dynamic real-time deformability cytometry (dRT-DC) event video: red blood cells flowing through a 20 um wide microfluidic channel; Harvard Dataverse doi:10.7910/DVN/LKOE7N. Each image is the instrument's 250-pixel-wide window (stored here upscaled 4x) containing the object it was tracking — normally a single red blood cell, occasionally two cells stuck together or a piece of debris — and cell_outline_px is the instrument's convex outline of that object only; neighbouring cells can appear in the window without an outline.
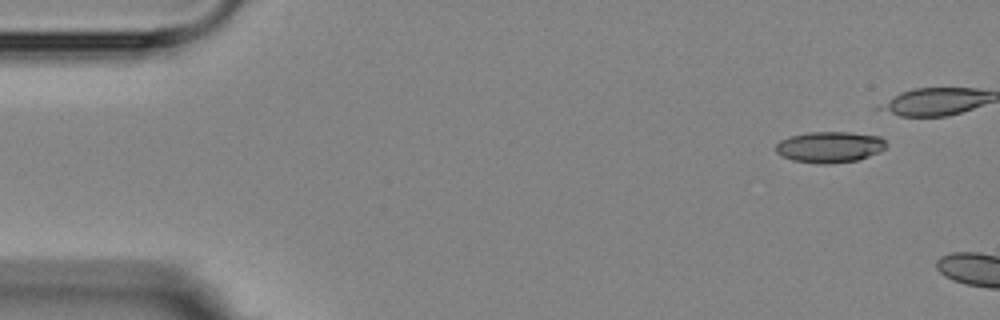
{"species": "Egyptian fruit bat (a non-hibernating species)", "species_latin": "Rousettus aegyptiacus", "temperature_condition": "room temperature", "stored_images_in_passage": 2, "camera_frame_rate_fps": 3000, "um_per_image_px": 0.085, "animal": {"sex": "female"}, "frame": {"image": 1, "passage_image": 1, "time_ms": 0.0, "image_size_px": [1000, 320], "cell_outline_px": [[888, 144], [880, 152], [856, 160], [824, 164], [792, 160], [780, 156], [776, 152], [776, 144], [780, 140], [788, 136], [808, 132], [852, 132], [880, 136]], "centroid_in_image_um": [70.51, 12.48], "position_along_channel_um": 14.5, "area_um2": 20.06}}